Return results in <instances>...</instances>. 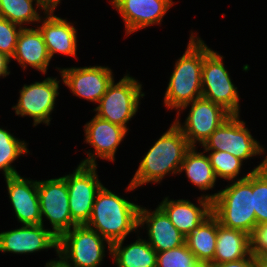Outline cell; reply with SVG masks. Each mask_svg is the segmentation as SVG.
Returning a JSON list of instances; mask_svg holds the SVG:
<instances>
[{
    "label": "cell",
    "instance_id": "cell-25",
    "mask_svg": "<svg viewBox=\"0 0 267 267\" xmlns=\"http://www.w3.org/2000/svg\"><path fill=\"white\" fill-rule=\"evenodd\" d=\"M205 153L191 147L185 154L179 170V174L185 171L188 180L202 192L213 189L217 181L210 159Z\"/></svg>",
    "mask_w": 267,
    "mask_h": 267
},
{
    "label": "cell",
    "instance_id": "cell-8",
    "mask_svg": "<svg viewBox=\"0 0 267 267\" xmlns=\"http://www.w3.org/2000/svg\"><path fill=\"white\" fill-rule=\"evenodd\" d=\"M191 108L188 115L181 124L180 111ZM232 114L224 107L212 101L200 97L184 105L177 111L175 125L183 132L191 147H196L197 142L203 145L210 135Z\"/></svg>",
    "mask_w": 267,
    "mask_h": 267
},
{
    "label": "cell",
    "instance_id": "cell-6",
    "mask_svg": "<svg viewBox=\"0 0 267 267\" xmlns=\"http://www.w3.org/2000/svg\"><path fill=\"white\" fill-rule=\"evenodd\" d=\"M111 243L86 225H76L59 237L58 253L73 267H99Z\"/></svg>",
    "mask_w": 267,
    "mask_h": 267
},
{
    "label": "cell",
    "instance_id": "cell-15",
    "mask_svg": "<svg viewBox=\"0 0 267 267\" xmlns=\"http://www.w3.org/2000/svg\"><path fill=\"white\" fill-rule=\"evenodd\" d=\"M22 227L0 233V252L31 254L46 249L58 253L59 238L44 225H21Z\"/></svg>",
    "mask_w": 267,
    "mask_h": 267
},
{
    "label": "cell",
    "instance_id": "cell-24",
    "mask_svg": "<svg viewBox=\"0 0 267 267\" xmlns=\"http://www.w3.org/2000/svg\"><path fill=\"white\" fill-rule=\"evenodd\" d=\"M137 238L127 246H123L124 239L112 243L111 257L116 267H156L157 252L146 239Z\"/></svg>",
    "mask_w": 267,
    "mask_h": 267
},
{
    "label": "cell",
    "instance_id": "cell-27",
    "mask_svg": "<svg viewBox=\"0 0 267 267\" xmlns=\"http://www.w3.org/2000/svg\"><path fill=\"white\" fill-rule=\"evenodd\" d=\"M15 137L8 130L0 127V170L4 177L19 175L12 163L22 154L30 153L28 143Z\"/></svg>",
    "mask_w": 267,
    "mask_h": 267
},
{
    "label": "cell",
    "instance_id": "cell-1",
    "mask_svg": "<svg viewBox=\"0 0 267 267\" xmlns=\"http://www.w3.org/2000/svg\"><path fill=\"white\" fill-rule=\"evenodd\" d=\"M191 148L183 132L173 122L145 153L126 192L148 183H160L168 174H179L185 154Z\"/></svg>",
    "mask_w": 267,
    "mask_h": 267
},
{
    "label": "cell",
    "instance_id": "cell-30",
    "mask_svg": "<svg viewBox=\"0 0 267 267\" xmlns=\"http://www.w3.org/2000/svg\"><path fill=\"white\" fill-rule=\"evenodd\" d=\"M156 267H205L197 261L186 243L167 251L158 252Z\"/></svg>",
    "mask_w": 267,
    "mask_h": 267
},
{
    "label": "cell",
    "instance_id": "cell-14",
    "mask_svg": "<svg viewBox=\"0 0 267 267\" xmlns=\"http://www.w3.org/2000/svg\"><path fill=\"white\" fill-rule=\"evenodd\" d=\"M85 143H88L92 150L87 151V157L80 161L83 165H98L97 157L102 160L114 162L115 154L124 140L128 131L96 115L84 125Z\"/></svg>",
    "mask_w": 267,
    "mask_h": 267
},
{
    "label": "cell",
    "instance_id": "cell-21",
    "mask_svg": "<svg viewBox=\"0 0 267 267\" xmlns=\"http://www.w3.org/2000/svg\"><path fill=\"white\" fill-rule=\"evenodd\" d=\"M11 59L17 61L23 69L29 66L43 74L47 73L51 58L43 36L37 27L22 28L17 38L15 53Z\"/></svg>",
    "mask_w": 267,
    "mask_h": 267
},
{
    "label": "cell",
    "instance_id": "cell-12",
    "mask_svg": "<svg viewBox=\"0 0 267 267\" xmlns=\"http://www.w3.org/2000/svg\"><path fill=\"white\" fill-rule=\"evenodd\" d=\"M38 195L43 218L49 220L52 232L59 238L76 224L72 221L65 177L38 181Z\"/></svg>",
    "mask_w": 267,
    "mask_h": 267
},
{
    "label": "cell",
    "instance_id": "cell-36",
    "mask_svg": "<svg viewBox=\"0 0 267 267\" xmlns=\"http://www.w3.org/2000/svg\"><path fill=\"white\" fill-rule=\"evenodd\" d=\"M47 12L55 11L61 0H36Z\"/></svg>",
    "mask_w": 267,
    "mask_h": 267
},
{
    "label": "cell",
    "instance_id": "cell-28",
    "mask_svg": "<svg viewBox=\"0 0 267 267\" xmlns=\"http://www.w3.org/2000/svg\"><path fill=\"white\" fill-rule=\"evenodd\" d=\"M266 156L253 170V202L256 224L267 223V169Z\"/></svg>",
    "mask_w": 267,
    "mask_h": 267
},
{
    "label": "cell",
    "instance_id": "cell-34",
    "mask_svg": "<svg viewBox=\"0 0 267 267\" xmlns=\"http://www.w3.org/2000/svg\"><path fill=\"white\" fill-rule=\"evenodd\" d=\"M11 57L6 53L0 52V77L4 78L10 74L9 63L11 62Z\"/></svg>",
    "mask_w": 267,
    "mask_h": 267
},
{
    "label": "cell",
    "instance_id": "cell-20",
    "mask_svg": "<svg viewBox=\"0 0 267 267\" xmlns=\"http://www.w3.org/2000/svg\"><path fill=\"white\" fill-rule=\"evenodd\" d=\"M197 205L190 200L163 198L159 206L170 218L171 223L184 235L199 226L212 214V201L201 195Z\"/></svg>",
    "mask_w": 267,
    "mask_h": 267
},
{
    "label": "cell",
    "instance_id": "cell-23",
    "mask_svg": "<svg viewBox=\"0 0 267 267\" xmlns=\"http://www.w3.org/2000/svg\"><path fill=\"white\" fill-rule=\"evenodd\" d=\"M217 239V218L211 214L185 237V243L197 261L205 267L214 264Z\"/></svg>",
    "mask_w": 267,
    "mask_h": 267
},
{
    "label": "cell",
    "instance_id": "cell-22",
    "mask_svg": "<svg viewBox=\"0 0 267 267\" xmlns=\"http://www.w3.org/2000/svg\"><path fill=\"white\" fill-rule=\"evenodd\" d=\"M251 254L250 235L240 230L227 228L217 219V239L214 263L243 259Z\"/></svg>",
    "mask_w": 267,
    "mask_h": 267
},
{
    "label": "cell",
    "instance_id": "cell-35",
    "mask_svg": "<svg viewBox=\"0 0 267 267\" xmlns=\"http://www.w3.org/2000/svg\"><path fill=\"white\" fill-rule=\"evenodd\" d=\"M58 258H54V260H50L46 262L45 267H73L71 266L62 256L60 253H57ZM58 259V260H57Z\"/></svg>",
    "mask_w": 267,
    "mask_h": 267
},
{
    "label": "cell",
    "instance_id": "cell-19",
    "mask_svg": "<svg viewBox=\"0 0 267 267\" xmlns=\"http://www.w3.org/2000/svg\"><path fill=\"white\" fill-rule=\"evenodd\" d=\"M42 22V23H41ZM40 30L50 58L55 54L77 57V29L65 18L57 17L54 11L46 12L39 21Z\"/></svg>",
    "mask_w": 267,
    "mask_h": 267
},
{
    "label": "cell",
    "instance_id": "cell-32",
    "mask_svg": "<svg viewBox=\"0 0 267 267\" xmlns=\"http://www.w3.org/2000/svg\"><path fill=\"white\" fill-rule=\"evenodd\" d=\"M251 253L261 259L267 258V223L257 225L250 235Z\"/></svg>",
    "mask_w": 267,
    "mask_h": 267
},
{
    "label": "cell",
    "instance_id": "cell-18",
    "mask_svg": "<svg viewBox=\"0 0 267 267\" xmlns=\"http://www.w3.org/2000/svg\"><path fill=\"white\" fill-rule=\"evenodd\" d=\"M139 227L147 228L146 241L157 253L185 244L186 236L171 223L170 218L159 205L153 211L140 206Z\"/></svg>",
    "mask_w": 267,
    "mask_h": 267
},
{
    "label": "cell",
    "instance_id": "cell-37",
    "mask_svg": "<svg viewBox=\"0 0 267 267\" xmlns=\"http://www.w3.org/2000/svg\"><path fill=\"white\" fill-rule=\"evenodd\" d=\"M259 267H267V258L260 259V266Z\"/></svg>",
    "mask_w": 267,
    "mask_h": 267
},
{
    "label": "cell",
    "instance_id": "cell-2",
    "mask_svg": "<svg viewBox=\"0 0 267 267\" xmlns=\"http://www.w3.org/2000/svg\"><path fill=\"white\" fill-rule=\"evenodd\" d=\"M139 209L140 205L113 193L103 185L96 194L86 226L111 244L125 240L131 232H139Z\"/></svg>",
    "mask_w": 267,
    "mask_h": 267
},
{
    "label": "cell",
    "instance_id": "cell-17",
    "mask_svg": "<svg viewBox=\"0 0 267 267\" xmlns=\"http://www.w3.org/2000/svg\"><path fill=\"white\" fill-rule=\"evenodd\" d=\"M17 221L22 225H39L42 222L38 195V181L20 174L4 178Z\"/></svg>",
    "mask_w": 267,
    "mask_h": 267
},
{
    "label": "cell",
    "instance_id": "cell-26",
    "mask_svg": "<svg viewBox=\"0 0 267 267\" xmlns=\"http://www.w3.org/2000/svg\"><path fill=\"white\" fill-rule=\"evenodd\" d=\"M38 9L43 11V14L47 12L36 0H0V17L22 28H27L26 25L33 22L39 23L43 15Z\"/></svg>",
    "mask_w": 267,
    "mask_h": 267
},
{
    "label": "cell",
    "instance_id": "cell-38",
    "mask_svg": "<svg viewBox=\"0 0 267 267\" xmlns=\"http://www.w3.org/2000/svg\"><path fill=\"white\" fill-rule=\"evenodd\" d=\"M265 168L267 169V155H266V165H265Z\"/></svg>",
    "mask_w": 267,
    "mask_h": 267
},
{
    "label": "cell",
    "instance_id": "cell-29",
    "mask_svg": "<svg viewBox=\"0 0 267 267\" xmlns=\"http://www.w3.org/2000/svg\"><path fill=\"white\" fill-rule=\"evenodd\" d=\"M205 152L209 154L208 157L216 178H221L230 182L245 179L249 175L248 173L245 174V176L238 177L244 163L239 158L223 151Z\"/></svg>",
    "mask_w": 267,
    "mask_h": 267
},
{
    "label": "cell",
    "instance_id": "cell-9",
    "mask_svg": "<svg viewBox=\"0 0 267 267\" xmlns=\"http://www.w3.org/2000/svg\"><path fill=\"white\" fill-rule=\"evenodd\" d=\"M204 151L227 152L244 161L266 153L252 136L240 115H231L202 145Z\"/></svg>",
    "mask_w": 267,
    "mask_h": 267
},
{
    "label": "cell",
    "instance_id": "cell-13",
    "mask_svg": "<svg viewBox=\"0 0 267 267\" xmlns=\"http://www.w3.org/2000/svg\"><path fill=\"white\" fill-rule=\"evenodd\" d=\"M63 84L73 95L95 104L100 101L115 79L108 66L57 68Z\"/></svg>",
    "mask_w": 267,
    "mask_h": 267
},
{
    "label": "cell",
    "instance_id": "cell-5",
    "mask_svg": "<svg viewBox=\"0 0 267 267\" xmlns=\"http://www.w3.org/2000/svg\"><path fill=\"white\" fill-rule=\"evenodd\" d=\"M144 96L139 80L124 74L117 83L112 81L93 111L96 116L128 131L127 124L138 112L140 99Z\"/></svg>",
    "mask_w": 267,
    "mask_h": 267
},
{
    "label": "cell",
    "instance_id": "cell-4",
    "mask_svg": "<svg viewBox=\"0 0 267 267\" xmlns=\"http://www.w3.org/2000/svg\"><path fill=\"white\" fill-rule=\"evenodd\" d=\"M230 182L233 183L225 186V189L205 194V197L212 201V214L221 225L251 235L257 227L253 202V170L245 179Z\"/></svg>",
    "mask_w": 267,
    "mask_h": 267
},
{
    "label": "cell",
    "instance_id": "cell-11",
    "mask_svg": "<svg viewBox=\"0 0 267 267\" xmlns=\"http://www.w3.org/2000/svg\"><path fill=\"white\" fill-rule=\"evenodd\" d=\"M47 77L42 81H36L30 85L24 84L19 91V99L12 107L16 116H29L33 120V126L40 123L50 125L51 113L54 111L55 102L59 96V80Z\"/></svg>",
    "mask_w": 267,
    "mask_h": 267
},
{
    "label": "cell",
    "instance_id": "cell-16",
    "mask_svg": "<svg viewBox=\"0 0 267 267\" xmlns=\"http://www.w3.org/2000/svg\"><path fill=\"white\" fill-rule=\"evenodd\" d=\"M123 18L126 36L151 25H159L173 0H110Z\"/></svg>",
    "mask_w": 267,
    "mask_h": 267
},
{
    "label": "cell",
    "instance_id": "cell-7",
    "mask_svg": "<svg viewBox=\"0 0 267 267\" xmlns=\"http://www.w3.org/2000/svg\"><path fill=\"white\" fill-rule=\"evenodd\" d=\"M223 58L204 42L202 97L221 105L232 115H240V96L224 65Z\"/></svg>",
    "mask_w": 267,
    "mask_h": 267
},
{
    "label": "cell",
    "instance_id": "cell-10",
    "mask_svg": "<svg viewBox=\"0 0 267 267\" xmlns=\"http://www.w3.org/2000/svg\"><path fill=\"white\" fill-rule=\"evenodd\" d=\"M69 194V208L76 225H86L92 213L97 192L103 184L98 178L97 165H77L64 176Z\"/></svg>",
    "mask_w": 267,
    "mask_h": 267
},
{
    "label": "cell",
    "instance_id": "cell-3",
    "mask_svg": "<svg viewBox=\"0 0 267 267\" xmlns=\"http://www.w3.org/2000/svg\"><path fill=\"white\" fill-rule=\"evenodd\" d=\"M183 55L177 59L164 94V106L177 111L184 105L202 97V68L204 40L190 32Z\"/></svg>",
    "mask_w": 267,
    "mask_h": 267
},
{
    "label": "cell",
    "instance_id": "cell-33",
    "mask_svg": "<svg viewBox=\"0 0 267 267\" xmlns=\"http://www.w3.org/2000/svg\"><path fill=\"white\" fill-rule=\"evenodd\" d=\"M260 259L255 257L252 253L240 260L224 262V263H214L209 267H259Z\"/></svg>",
    "mask_w": 267,
    "mask_h": 267
},
{
    "label": "cell",
    "instance_id": "cell-31",
    "mask_svg": "<svg viewBox=\"0 0 267 267\" xmlns=\"http://www.w3.org/2000/svg\"><path fill=\"white\" fill-rule=\"evenodd\" d=\"M22 27L0 17V52L12 58L15 53L17 38Z\"/></svg>",
    "mask_w": 267,
    "mask_h": 267
}]
</instances>
